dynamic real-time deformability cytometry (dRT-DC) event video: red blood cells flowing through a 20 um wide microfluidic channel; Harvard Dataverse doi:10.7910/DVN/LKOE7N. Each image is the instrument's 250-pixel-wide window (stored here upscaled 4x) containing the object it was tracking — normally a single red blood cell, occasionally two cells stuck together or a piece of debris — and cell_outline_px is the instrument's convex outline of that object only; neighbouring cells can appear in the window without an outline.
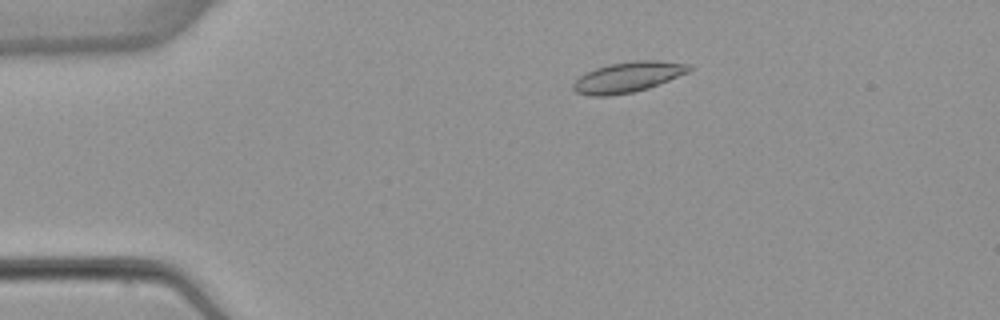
{"species": "common noctule bat (a hibernating species)", "species_latin": "Nyctalus noctula", "temperature_condition": "warm", "stored_images_in_passage": 5, "camera_frame_rate_fps": 3000, "um_per_image_px": 0.085, "animal": {"sex": "female", "body_mass_g": 22.7, "forearm_length_mm": 54.2}, "frame": {"image": 1, "passage_image": 3, "time_ms": 2.667, "image_size_px": [1000, 320], "cell_outline_px": [[696, 68], [688, 72], [648, 88], [632, 92], [608, 96], [588, 96], [576, 92], [572, 88], [572, 84], [580, 76], [596, 68], [608, 64], [636, 60], [656, 60], [692, 64]], "centroid_in_image_um": [53.4, 6.54], "position_along_channel_um": 31.6, "area_um2": 20.58}}
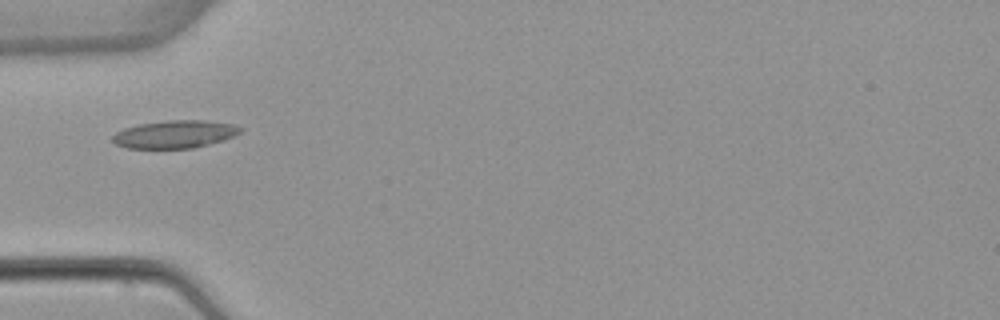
{"frame": {"image": 2, "passage_image": 5, "time_ms": 5.0, "image_size_px": [1000, 320], "cell_outline_px": [[244, 128], [240, 132], [224, 140], [192, 148], [128, 148], [116, 144], [112, 140], [112, 136], [116, 132], [124, 128], [140, 124], [168, 120], [204, 120], [232, 124]], "centroid_in_image_um": [14.85, 11.4], "position_along_channel_um": 70.1, "area_um2": 20.52}}